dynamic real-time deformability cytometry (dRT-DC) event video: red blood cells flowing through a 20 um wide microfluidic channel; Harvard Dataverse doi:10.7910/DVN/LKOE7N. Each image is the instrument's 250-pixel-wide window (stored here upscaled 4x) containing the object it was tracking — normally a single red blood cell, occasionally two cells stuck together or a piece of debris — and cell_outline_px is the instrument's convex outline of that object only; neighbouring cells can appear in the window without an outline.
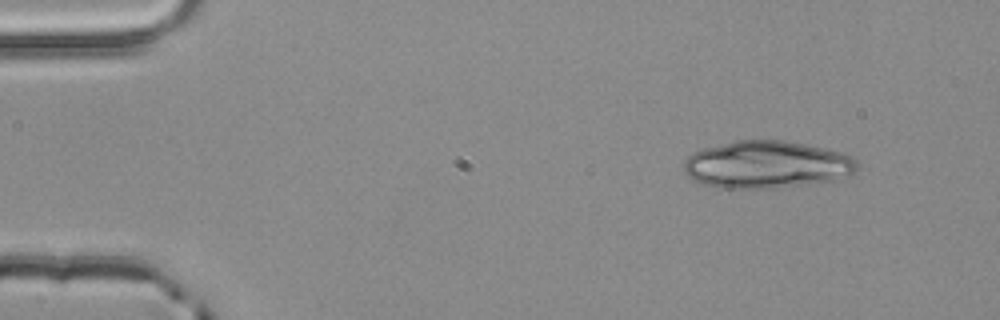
{"species": "common noctule bat (a hibernating species)", "species_latin": "Nyctalus noctula", "temperature_condition": "room temperature", "stored_images_in_passage": 3, "camera_frame_rate_fps": 3000, "um_per_image_px": 0.085, "animal": {"sex": "male", "body_mass_g": 20.4}, "frame": {"image": 1, "passage_image": 1, "time_ms": 0.0, "image_size_px": [1000, 320], "cell_outline_px": [[860, 168], [856, 172], [848, 176], [832, 180], [776, 188], [716, 188], [692, 180], [684, 172], [684, 160], [692, 152], [704, 148], [736, 140], [784, 140], [824, 148], [840, 152], [852, 156], [860, 164]], "centroid_in_image_um": [65.17, 13.99], "position_along_channel_um": 19.8, "area_um2": 48.15}}